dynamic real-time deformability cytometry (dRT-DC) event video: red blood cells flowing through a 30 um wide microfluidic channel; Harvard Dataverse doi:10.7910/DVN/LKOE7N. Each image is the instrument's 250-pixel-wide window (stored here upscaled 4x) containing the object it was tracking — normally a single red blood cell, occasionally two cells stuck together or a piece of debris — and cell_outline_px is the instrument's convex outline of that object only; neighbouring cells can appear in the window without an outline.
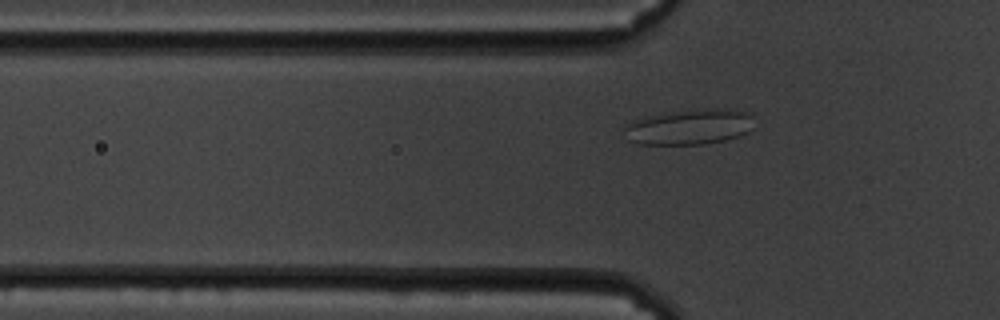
{"species": "common noctule bat (a hibernating species)", "species_latin": "Nyctalus noctula", "temperature_condition": "cold", "stored_images_in_passage": 56, "camera_frame_rate_fps": 3000, "um_per_image_px": 0.085, "animal": {"sex": "male", "body_mass_g": 19.5, "forearm_length_mm": 54.6}, "frame": {"image": 1, "passage_image": 14, "time_ms": 4.333, "image_size_px": [1000, 320], "cell_outline_px": [[752, 128], [748, 132], [740, 136], [724, 140], [704, 144], [636, 144], [628, 140], [624, 128], [632, 120], [664, 112], [700, 108], [732, 108], [752, 112]], "centroid_in_image_um": [58.64, 10.76], "position_along_channel_um": 67.2, "area_um2": 27.34}}
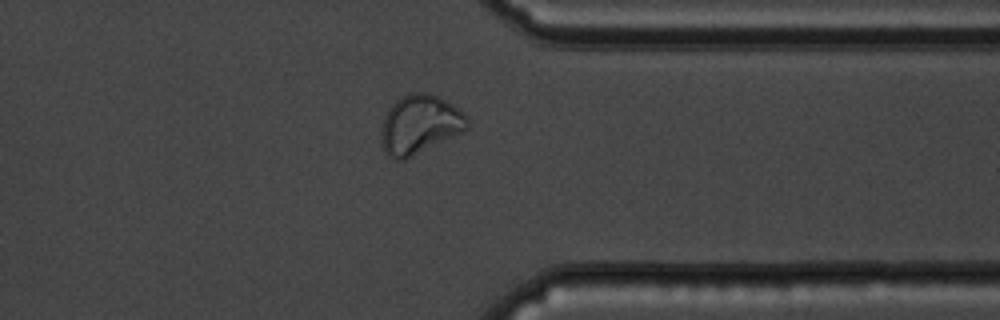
{"frame": {"image": 2, "passage_image": 42, "time_ms": 13.667, "image_size_px": [1000, 320], "cell_outline_px": [[468, 128], [404, 160], [396, 160], [388, 156], [380, 140], [380, 132], [384, 116], [392, 104], [396, 100], [412, 92], [428, 92], [452, 104], [464, 112], [468, 120]], "centroid_in_image_um": [35.64, 10.57], "position_along_channel_um": 375.8, "area_um2": 29.19}}
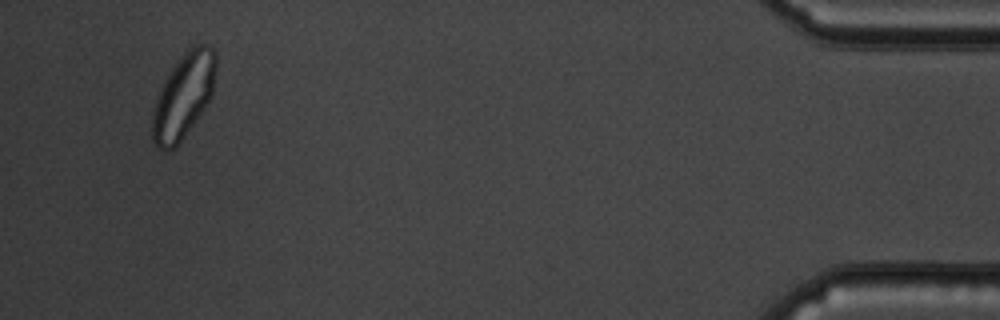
{"frame": {"image": 3, "passage_image": 52, "time_ms": 17.0, "image_size_px": [1000, 320], "cell_outline_px": [[216, 72], [212, 96], [204, 108], [176, 148], [168, 152], [164, 152], [152, 140], [152, 116], [156, 96], [168, 72], [184, 52], [192, 44], [208, 44], [216, 52]], "centroid_in_image_um": [15.6, 8.14], "position_along_channel_um": 419.6, "area_um2": 31.79}}